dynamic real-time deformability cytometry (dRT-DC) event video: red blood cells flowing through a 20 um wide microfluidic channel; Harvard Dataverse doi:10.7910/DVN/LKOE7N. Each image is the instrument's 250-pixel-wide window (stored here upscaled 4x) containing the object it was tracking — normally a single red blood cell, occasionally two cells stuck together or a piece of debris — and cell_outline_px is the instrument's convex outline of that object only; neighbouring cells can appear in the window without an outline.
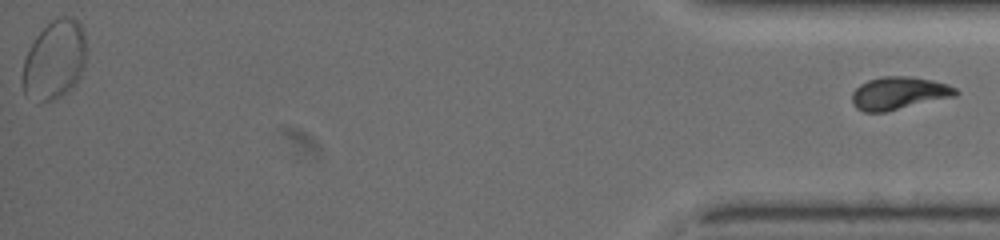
{"species": "common noctule bat (a hibernating species)", "species_latin": "Nyctalus noctula", "temperature_condition": "warm", "stored_images_in_passage": 50, "segment_of_instrument_passage": [2, 2], "camera_frame_rate_fps": 3000, "um_per_image_px": 0.085, "animal": {"sex": "female", "body_mass_g": 19.5, "forearm_length_mm": 54.1}, "frame": {"image": 1, "passage_image": 50, "time_ms": 16.333, "image_size_px": [1000, 240], "cell_outline_px": [[960, 92], [956, 96], [884, 112], [864, 112], [856, 108], [852, 104], [852, 92], [860, 84], [868, 80], [880, 76], [908, 76], [932, 80], [948, 84], [956, 88]], "centroid_in_image_um": [76.4, 7.91], "position_along_channel_um": 358.8, "area_um2": 19.88}}